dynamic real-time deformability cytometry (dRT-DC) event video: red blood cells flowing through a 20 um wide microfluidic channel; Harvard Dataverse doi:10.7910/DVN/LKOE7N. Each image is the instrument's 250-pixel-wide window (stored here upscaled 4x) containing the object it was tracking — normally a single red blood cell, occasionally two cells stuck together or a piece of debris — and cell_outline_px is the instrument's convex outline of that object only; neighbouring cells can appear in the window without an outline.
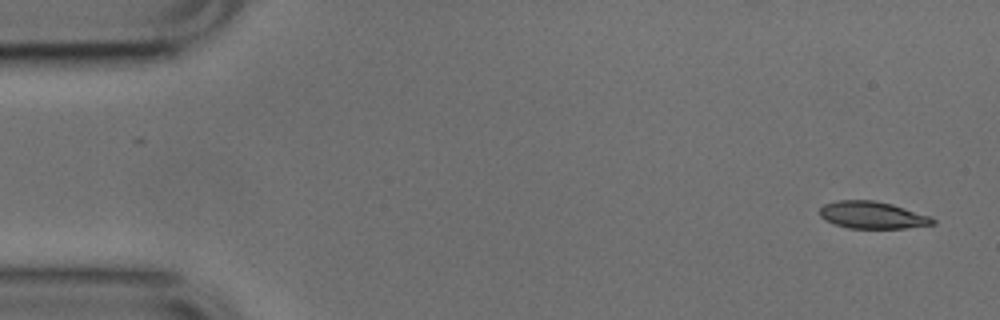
{"species": "common noctule bat (a hibernating species)", "species_latin": "Nyctalus noctula", "temperature_condition": "cold", "stored_images_in_passage": 51, "camera_frame_rate_fps": 3000, "um_per_image_px": 0.085, "animal": {"sex": "male", "body_mass_g": 17.9, "forearm_length_mm": 54.2}, "frame": {"image": 1, "passage_image": 1, "time_ms": 0.0, "image_size_px": [1000, 320], "cell_outline_px": [[936, 224], [904, 228], [848, 228], [824, 220], [820, 216], [820, 208], [824, 204], [840, 200], [872, 200], [892, 204], [932, 216], [936, 220]], "centroid_in_image_um": [74.18, 18.28], "position_along_channel_um": 10.8, "area_um2": 17.92}}
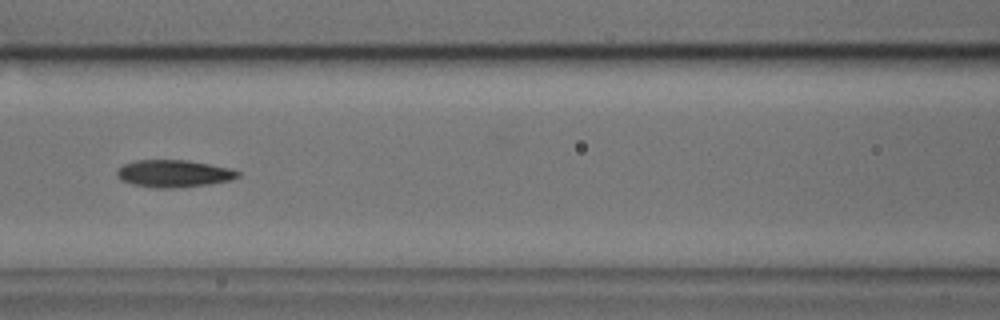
{"frame": {"image": 2, "passage_image": 21, "time_ms": 6.667, "image_size_px": [1000, 320], "cell_outline_px": [[240, 176], [232, 180], [208, 184], [172, 188], [156, 188], [132, 184], [120, 180], [116, 176], [116, 172], [124, 164], [136, 160], [188, 160], [232, 168], [240, 172]], "centroid_in_image_um": [14.79, 14.75], "position_along_channel_um": 151.8, "area_um2": 19.31}}
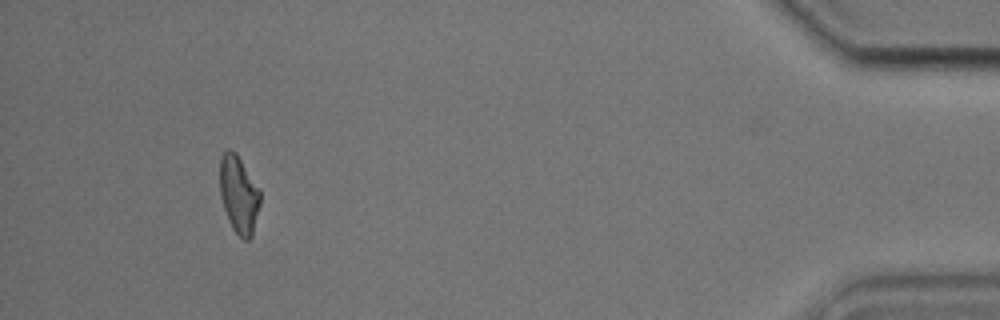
{"frame": {"image": 3, "passage_image": 47, "time_ms": 15.333, "image_size_px": [1000, 320], "cell_outline_px": [[260, 204], [252, 236], [248, 240], [244, 240], [232, 228], [228, 220], [220, 196], [220, 156], [228, 148], [236, 152], [260, 188]], "centroid_in_image_um": [20.3, 16.51], "position_along_channel_um": 414.9, "area_um2": 18.38}, "authors_computed_cell_mechanics": {"area_um2": 18.496, "velocity_mm_per_s": 3.8183, "shape_relaxation_time_tau1_ms": 5.2622, "shape_relaxation_time_tau2_ms": 5.4922, "deformation_change_tau1": 0.1692, "deformation_change_tau2": 0.1373}}